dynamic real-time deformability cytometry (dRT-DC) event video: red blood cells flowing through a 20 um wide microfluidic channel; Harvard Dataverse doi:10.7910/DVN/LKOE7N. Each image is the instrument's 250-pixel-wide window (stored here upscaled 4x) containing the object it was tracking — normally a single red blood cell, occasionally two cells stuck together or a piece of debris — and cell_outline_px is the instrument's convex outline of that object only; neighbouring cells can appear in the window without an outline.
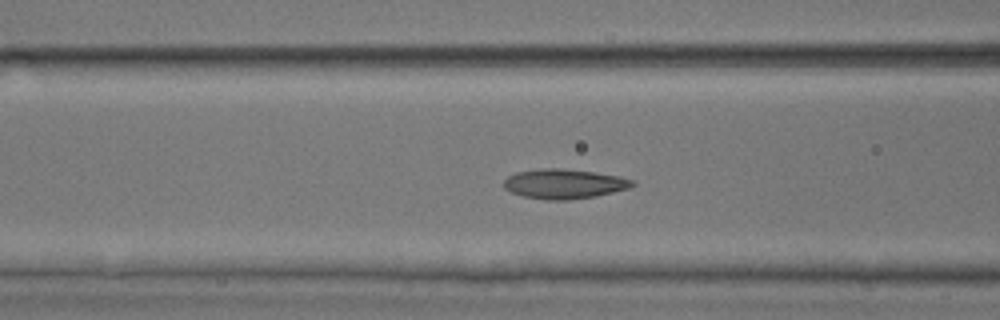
{"species": "common noctule bat (a hibernating species)", "species_latin": "Nyctalus noctula", "temperature_condition": "room temperature", "stored_images_in_passage": 55, "camera_frame_rate_fps": 3000, "um_per_image_px": 0.085, "animal": {"sex": "male", "body_mass_g": 17.9, "forearm_length_mm": 54.2}, "frame": {"image": 1, "passage_image": 22, "time_ms": 7.0, "image_size_px": [1000, 320], "cell_outline_px": [[636, 184], [628, 188], [596, 196], [568, 200], [548, 200], [524, 196], [512, 192], [504, 188], [504, 180], [508, 176], [516, 172], [540, 168], [560, 168], [592, 172], [620, 176], [636, 180]], "centroid_in_image_um": [47.96, 15.62], "position_along_channel_um": 118.6, "area_um2": 22.2}}
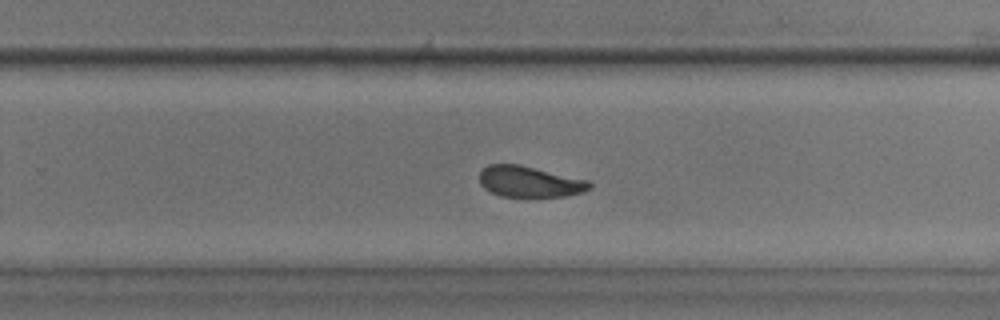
{"frame": {"image": 2, "passage_image": 35, "time_ms": 11.333, "image_size_px": [1000, 320], "cell_outline_px": [[592, 184], [584, 192], [568, 196], [528, 200], [500, 196], [484, 188], [480, 184], [480, 172], [488, 164], [520, 164], [588, 180]], "centroid_in_image_um": [45.02, 15.49], "position_along_channel_um": 284.8, "area_um2": 20.75}}
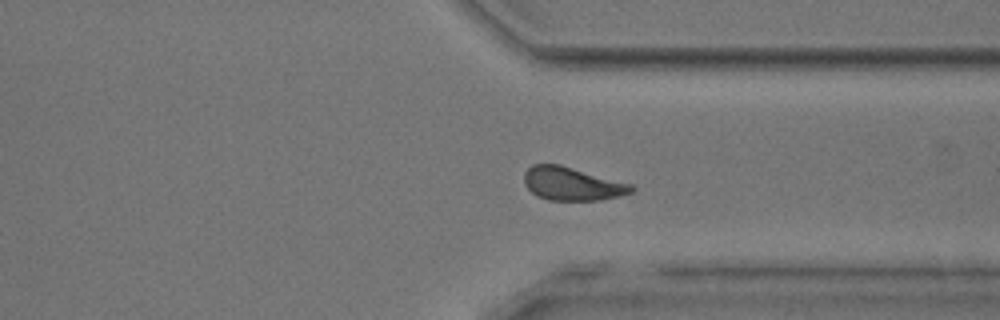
{"frame": {"image": 3, "passage_image": 41, "time_ms": 13.333, "image_size_px": [1000, 320], "cell_outline_px": [[636, 188], [632, 192], [620, 196], [600, 200], [548, 200], [536, 196], [524, 184], [524, 172], [532, 164], [560, 164], [632, 184]], "centroid_in_image_um": [48.63, 15.62], "position_along_channel_um": 362.8, "area_um2": 20.92}, "authors_computed_cell_mechanics": {"area_um2": 21.5016, "velocity_mm_per_s": 3.847, "shape_relaxation_time_tau1_ms": 3.0527, "shape_relaxation_time_tau2_ms": 1.8178, "deformation_change_tau1": 0.1138, "deformation_change_tau2": 0.0679}}